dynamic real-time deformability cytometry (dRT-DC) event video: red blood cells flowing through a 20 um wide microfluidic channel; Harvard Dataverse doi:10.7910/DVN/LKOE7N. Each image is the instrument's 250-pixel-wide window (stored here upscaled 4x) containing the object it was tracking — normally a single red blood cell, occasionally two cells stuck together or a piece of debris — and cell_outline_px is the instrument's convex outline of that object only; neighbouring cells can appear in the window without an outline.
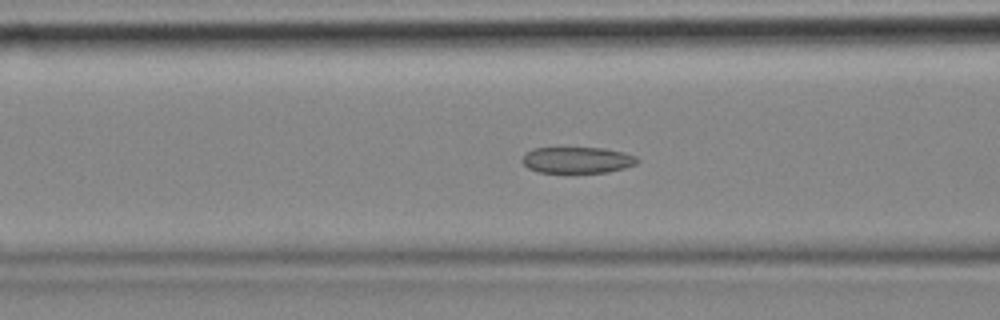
{"species": "common noctule bat (a hibernating species)", "species_latin": "Nyctalus noctula", "temperature_condition": "cold", "stored_images_in_passage": 35, "camera_frame_rate_fps": 3000, "um_per_image_px": 0.085, "animal": {"sex": "female", "body_mass_g": 18.4}, "frame": {"image": 1, "passage_image": 11, "time_ms": 3.333, "image_size_px": [1000, 320], "cell_outline_px": [[640, 160], [636, 164], [624, 168], [608, 172], [536, 172], [528, 168], [520, 160], [524, 152], [532, 148], [604, 148], [624, 152], [636, 156]], "centroid_in_image_um": [49.04, 13.59], "position_along_channel_um": 117.6, "area_um2": 17.74}}
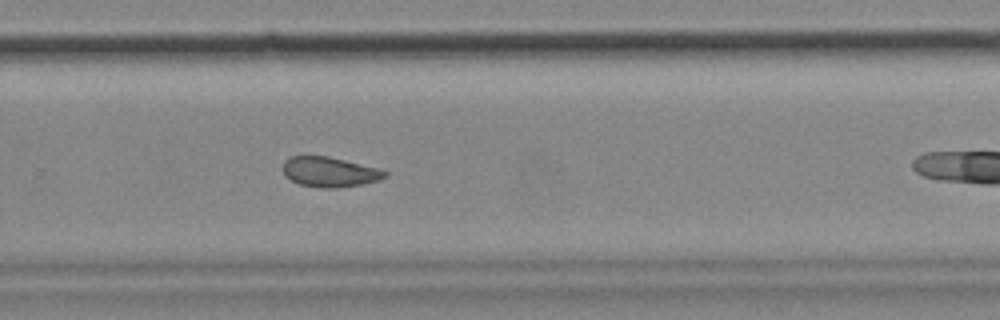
{"frame": {"image": 2, "passage_image": 27, "time_ms": 8.667, "image_size_px": [1000, 320], "cell_outline_px": [[388, 176], [380, 180], [360, 184], [336, 188], [324, 188], [300, 184], [284, 176], [284, 160], [288, 156], [328, 156], [376, 168], [388, 172]], "centroid_in_image_um": [28.0, 14.61], "position_along_channel_um": 301.8, "area_um2": 17.63}}
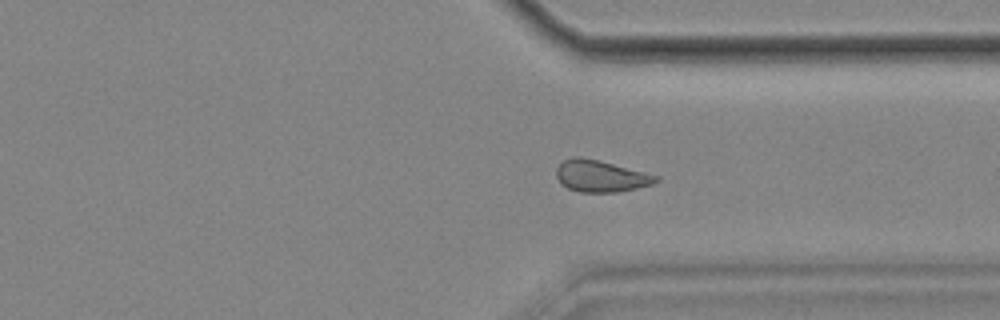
{"frame": {"image": 3, "passage_image": 32, "time_ms": 10.333, "image_size_px": [1000, 320], "cell_outline_px": [[660, 180], [652, 184], [636, 188], [616, 192], [580, 192], [568, 188], [560, 184], [556, 176], [556, 168], [564, 160], [572, 156], [580, 156], [660, 176]], "centroid_in_image_um": [51.03, 14.97], "position_along_channel_um": 360.4, "area_um2": 18.26}}